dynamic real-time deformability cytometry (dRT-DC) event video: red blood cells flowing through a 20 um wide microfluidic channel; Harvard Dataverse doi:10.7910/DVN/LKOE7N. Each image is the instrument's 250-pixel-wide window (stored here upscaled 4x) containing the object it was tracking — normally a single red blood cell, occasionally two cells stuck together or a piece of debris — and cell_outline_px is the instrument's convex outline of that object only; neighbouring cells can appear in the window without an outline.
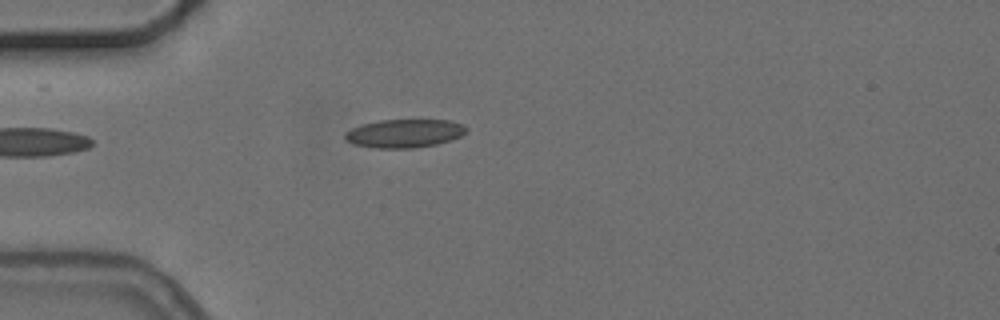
{"species": "common noctule bat (a hibernating species)", "species_latin": "Nyctalus noctula", "temperature_condition": "cold", "stored_images_in_passage": 2, "camera_frame_rate_fps": 3000, "um_per_image_px": 0.085, "animal": {"sex": "female", "body_mass_g": 24.6, "forearm_length_mm": 56.2}, "frame": {"image": 1, "passage_image": 1, "time_ms": 0.0, "image_size_px": [1000, 320], "cell_outline_px": [[468, 132], [452, 140], [436, 144], [412, 148], [376, 148], [352, 144], [344, 140], [344, 132], [352, 128], [364, 124], [380, 120], [452, 120], [464, 124], [468, 128]], "centroid_in_image_um": [34.4, 11.34], "position_along_channel_um": 50.6, "area_um2": 20.29}}